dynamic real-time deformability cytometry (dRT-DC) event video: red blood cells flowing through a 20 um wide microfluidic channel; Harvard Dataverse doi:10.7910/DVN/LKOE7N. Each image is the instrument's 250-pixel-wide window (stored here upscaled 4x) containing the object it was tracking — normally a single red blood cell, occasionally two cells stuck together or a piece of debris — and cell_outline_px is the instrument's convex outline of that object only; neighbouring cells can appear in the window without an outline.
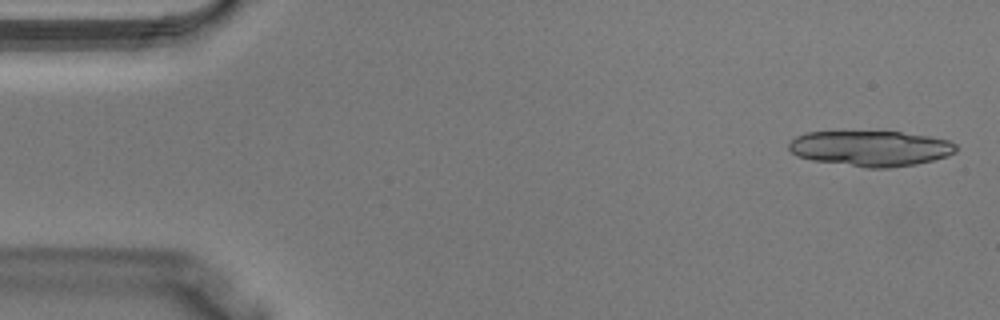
{"species": "Egyptian fruit bat (a non-hibernating species)", "species_latin": "Rousettus aegyptiacus", "temperature_condition": "warm", "stored_images_in_passage": 37, "segment_of_instrument_passage": [1, 2], "camera_frame_rate_fps": 3000, "um_per_image_px": 0.085, "animal": {"sex": "male"}, "frame": {"image": 1, "passage_image": 1, "time_ms": 0.0, "image_size_px": [1000, 320], "cell_outline_px": [[956, 152], [948, 156], [916, 164], [888, 168], [864, 168], [812, 160], [796, 156], [788, 148], [788, 144], [796, 136], [808, 132], [900, 132], [928, 136], [948, 140], [956, 144]], "centroid_in_image_um": [73.99, 12.62], "position_along_channel_um": 11.0, "area_um2": 34.56}}